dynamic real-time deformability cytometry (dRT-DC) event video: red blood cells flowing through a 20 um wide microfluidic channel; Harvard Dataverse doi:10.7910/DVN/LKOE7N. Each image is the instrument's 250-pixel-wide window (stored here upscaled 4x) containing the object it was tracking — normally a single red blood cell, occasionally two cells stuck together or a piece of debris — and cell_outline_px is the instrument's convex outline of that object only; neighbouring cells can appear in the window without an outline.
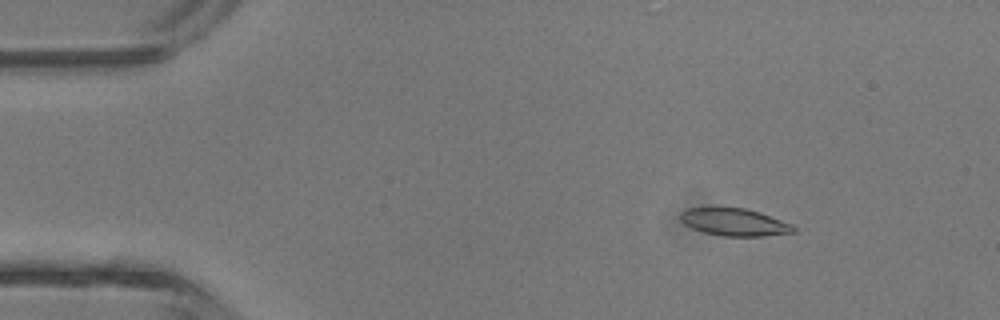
{"species": "common noctule bat (a hibernating species)", "species_latin": "Nyctalus noctula", "temperature_condition": "room temperature", "stored_images_in_passage": 4, "camera_frame_rate_fps": 3000, "um_per_image_px": 0.085, "animal": {"sex": "male", "body_mass_g": 13.3}, "frame": {"image": 1, "passage_image": 2, "time_ms": 1.0, "image_size_px": [1000, 320], "cell_outline_px": [[796, 232], [764, 236], [724, 236], [704, 232], [692, 228], [684, 224], [680, 220], [680, 212], [688, 208], [744, 208], [760, 212], [792, 224], [796, 228]], "centroid_in_image_um": [62.43, 18.89], "position_along_channel_um": 22.6, "area_um2": 18.03}}
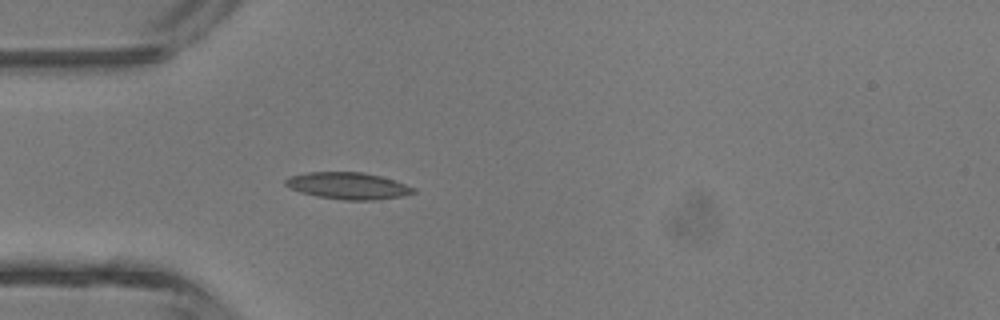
{"frame": {"image": 2, "passage_image": 4, "time_ms": 3.333, "image_size_px": [1000, 320], "cell_outline_px": [[416, 192], [404, 196], [376, 200], [344, 200], [316, 196], [300, 192], [288, 188], [284, 184], [284, 180], [288, 176], [308, 172], [364, 172], [380, 176], [416, 188]], "centroid_in_image_um": [29.55, 15.79], "position_along_channel_um": 55.5, "area_um2": 20.11}}